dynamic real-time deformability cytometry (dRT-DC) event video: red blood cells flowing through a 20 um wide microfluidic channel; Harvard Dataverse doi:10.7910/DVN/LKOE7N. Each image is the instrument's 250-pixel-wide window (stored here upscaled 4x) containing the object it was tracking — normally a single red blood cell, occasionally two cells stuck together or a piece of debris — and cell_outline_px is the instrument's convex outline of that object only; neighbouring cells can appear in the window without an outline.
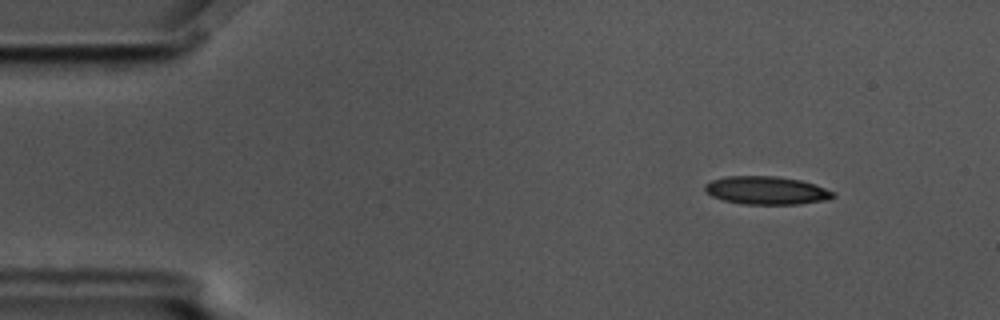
{"species": "common noctule bat (a hibernating species)", "species_latin": "Nyctalus noctula", "temperature_condition": "cold", "stored_images_in_passage": 6, "camera_frame_rate_fps": 3000, "um_per_image_px": 0.085, "animal": {"sex": "male", "body_mass_g": 17.5, "forearm_length_mm": 52.3}, "frame": {"image": 1, "passage_image": 2, "time_ms": 0.333, "image_size_px": [1000, 320], "cell_outline_px": [[836, 196], [828, 200], [800, 204], [740, 204], [724, 200], [712, 196], [704, 192], [704, 184], [712, 180], [724, 176], [776, 176], [800, 180], [836, 192]], "centroid_in_image_um": [65.13, 16.19], "position_along_channel_um": 19.9, "area_um2": 21.15}}